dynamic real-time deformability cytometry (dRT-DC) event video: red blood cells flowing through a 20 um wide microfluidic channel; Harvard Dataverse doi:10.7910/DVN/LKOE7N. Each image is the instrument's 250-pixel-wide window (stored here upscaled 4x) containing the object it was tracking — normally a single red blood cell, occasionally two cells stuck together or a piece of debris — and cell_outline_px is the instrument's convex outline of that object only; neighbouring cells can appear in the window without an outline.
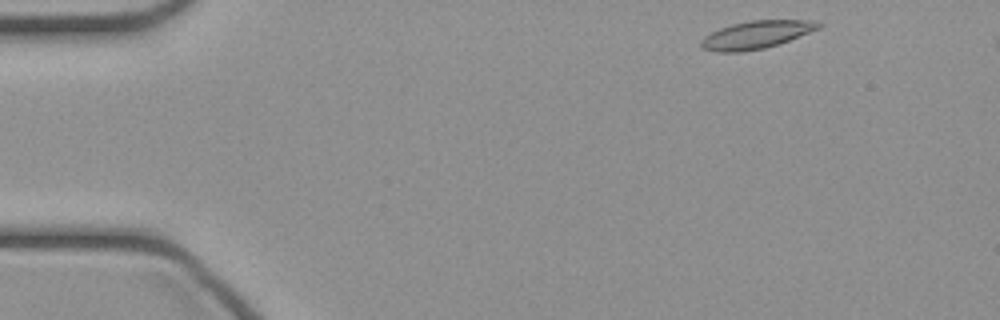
{"species": "common noctule bat (a hibernating species)", "species_latin": "Nyctalus noctula", "temperature_condition": "cold", "stored_images_in_passage": 41, "camera_frame_rate_fps": 3000, "um_per_image_px": 0.085, "animal": {"sex": "female", "body_mass_g": 21.9}, "frame": {"image": 1, "passage_image": 1, "time_ms": 0.0, "image_size_px": [1000, 320], "cell_outline_px": [[824, 24], [820, 28], [788, 40], [764, 48], [744, 52], [716, 52], [700, 48], [700, 40], [704, 36], [720, 28], [732, 24], [752, 20], [804, 20]], "centroid_in_image_um": [64.21, 2.96], "position_along_channel_um": 20.8, "area_um2": 18.84}}
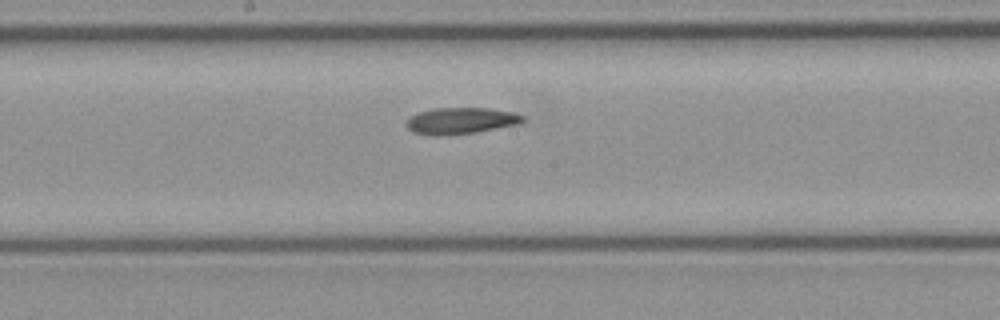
{"frame": {"image": 2, "passage_image": 20, "time_ms": 6.333, "image_size_px": [1000, 320], "cell_outline_px": [[524, 120], [520, 124], [476, 132], [440, 136], [428, 136], [412, 132], [404, 124], [416, 112], [436, 108], [488, 108], [512, 112], [524, 116]], "centroid_in_image_um": [39.14, 10.27], "position_along_channel_um": 209.1, "area_um2": 18.09}}
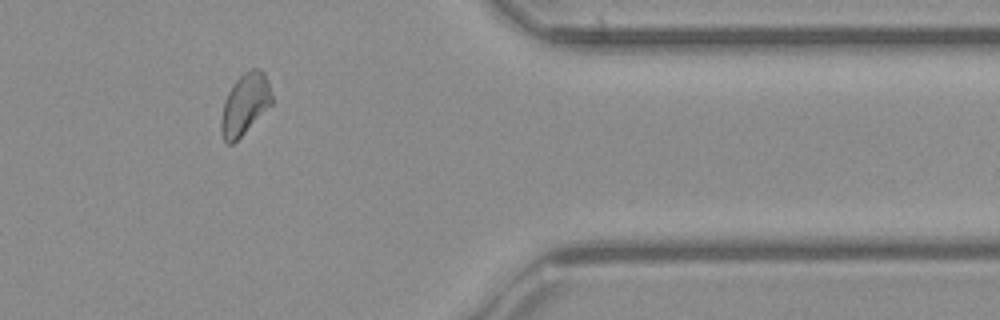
{"frame": {"image": 3, "passage_image": 34, "time_ms": 11.0, "image_size_px": [1000, 320], "cell_outline_px": [[272, 104], [232, 144], [228, 144], [224, 140], [220, 132], [220, 120], [224, 100], [232, 84], [244, 72], [252, 68], [260, 68], [264, 72], [268, 80], [272, 96]], "centroid_in_image_um": [20.8, 8.83], "position_along_channel_um": 390.6, "area_um2": 18.03}}